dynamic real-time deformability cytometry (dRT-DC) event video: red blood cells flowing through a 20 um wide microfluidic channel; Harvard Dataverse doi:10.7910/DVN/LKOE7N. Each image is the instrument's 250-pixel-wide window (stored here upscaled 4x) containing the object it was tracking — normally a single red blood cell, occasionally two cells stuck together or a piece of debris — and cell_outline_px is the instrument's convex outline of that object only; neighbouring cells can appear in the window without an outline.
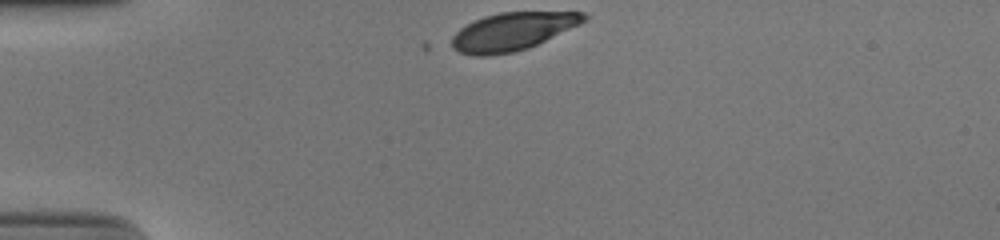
{"species": "human", "species_latin": "Homo sapiens", "temperature_condition": "cold", "stored_images_in_passage": 31, "camera_frame_rate_fps": 3000, "um_per_image_px": 0.085, "donor": {"sex": "male"}, "frame": {"image": 1, "passage_image": 1, "time_ms": 0.0, "image_size_px": [1000, 240], "cell_outline_px": [[588, 20], [580, 24], [528, 48], [512, 52], [488, 56], [476, 56], [460, 52], [452, 48], [452, 36], [460, 28], [484, 16], [500, 12], [584, 12], [588, 16]], "centroid_in_image_um": [43.57, 2.67], "position_along_channel_um": 41.4, "area_um2": 28.96}}
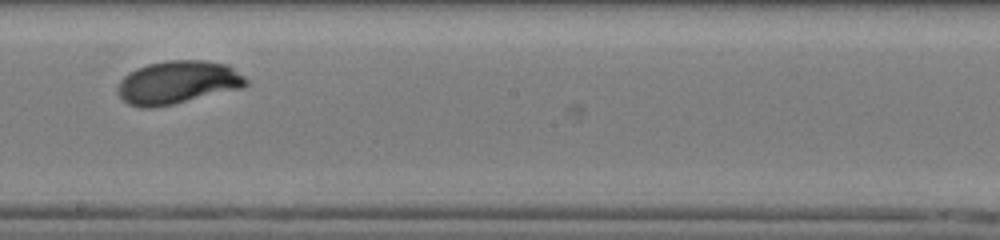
{"frame": {"image": 2, "passage_image": 19, "time_ms": 6.0, "image_size_px": [1000, 240], "cell_outline_px": [[248, 84], [240, 88], [172, 104], [152, 108], [140, 108], [128, 104], [116, 92], [116, 88], [120, 80], [128, 72], [136, 68], [148, 64], [168, 60], [204, 60], [228, 64], [244, 76], [248, 80]], "centroid_in_image_um": [15.07, 6.99], "position_along_channel_um": 233.1, "area_um2": 32.25}}
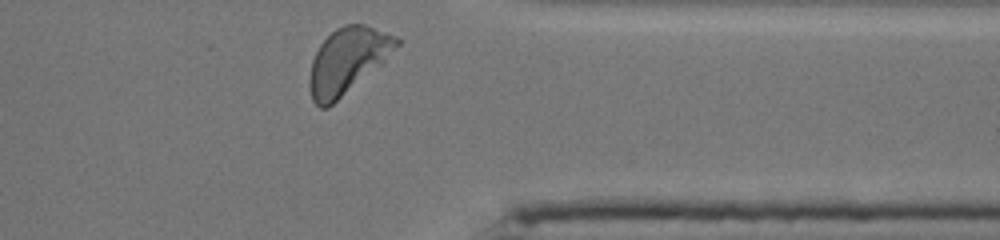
{"frame": {"image": 3, "passage_image": 31, "time_ms": 10.0, "image_size_px": [1000, 240], "cell_outline_px": [[404, 40], [380, 64], [328, 108], [320, 108], [312, 100], [308, 84], [308, 80], [312, 60], [320, 44], [336, 28], [344, 24], [364, 24], [400, 36]], "centroid_in_image_um": [29.54, 5.13], "position_along_channel_um": 381.9, "area_um2": 33.18}, "authors_computed_cell_mechanics": {"area_um2": 31.3854, "velocity_mm_per_s": 3.849, "shape_relaxation_time_tau1_ms": 3.8731, "shape_relaxation_time_tau2_ms": null, "deformation_change_tau1": 0.1665, "deformation_change_tau2": null}}